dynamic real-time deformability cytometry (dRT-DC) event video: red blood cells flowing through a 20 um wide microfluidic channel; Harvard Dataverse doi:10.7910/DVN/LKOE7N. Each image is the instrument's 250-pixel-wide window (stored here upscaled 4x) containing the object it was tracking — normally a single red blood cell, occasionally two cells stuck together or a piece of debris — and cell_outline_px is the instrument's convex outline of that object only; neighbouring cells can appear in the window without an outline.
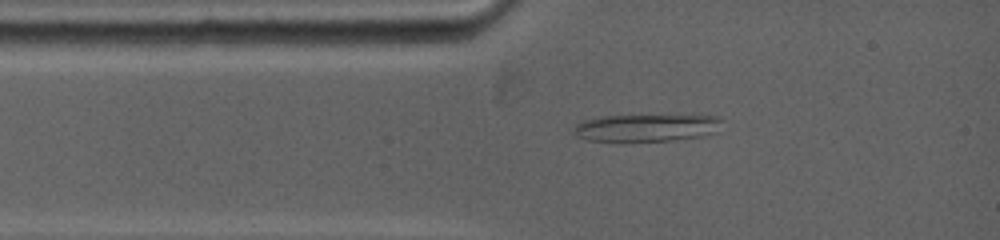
{"species": "common noctule bat (a hibernating species)", "species_latin": "Nyctalus noctula", "temperature_condition": "warm", "stored_images_in_passage": 2, "camera_frame_rate_fps": 5000, "um_per_image_px": 0.085, "animal": {"sex": "female", "body_mass_g": 19.0, "forearm_length_mm": 53.3}, "frame": {"image": 1, "passage_image": 1, "time_ms": 0.0, "image_size_px": [1000, 240], "cell_outline_px": [[720, 120], [716, 132], [704, 136], [672, 140], [584, 140], [576, 136], [572, 132], [572, 128], [580, 120], [600, 116], [720, 116]], "centroid_in_image_um": [54.86, 10.85], "position_along_channel_um": 30.1, "area_um2": 23.24}}